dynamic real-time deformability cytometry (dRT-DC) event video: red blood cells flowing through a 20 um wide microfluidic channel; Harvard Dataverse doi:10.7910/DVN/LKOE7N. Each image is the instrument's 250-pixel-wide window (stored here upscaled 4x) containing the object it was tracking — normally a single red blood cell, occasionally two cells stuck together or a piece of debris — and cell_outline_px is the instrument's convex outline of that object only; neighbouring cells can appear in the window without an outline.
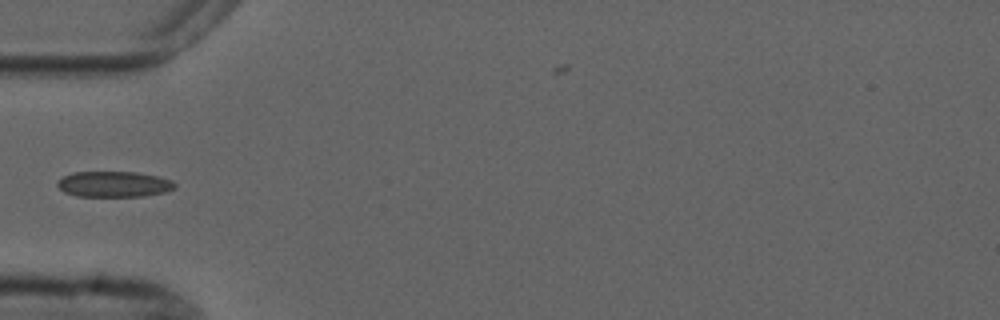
{"species": "common noctule bat (a hibernating species)", "species_latin": "Nyctalus noctula", "temperature_condition": "cold", "stored_images_in_passage": 5, "camera_frame_rate_fps": 3000, "um_per_image_px": 0.085, "animal": {"sex": "male", "forearm_length_mm": 52.5}, "frame": {"image": 1, "passage_image": 4, "time_ms": 3.667, "image_size_px": [1000, 320], "cell_outline_px": [[176, 188], [164, 192], [144, 196], [76, 196], [64, 192], [56, 184], [64, 176], [72, 172], [136, 172], [156, 176], [172, 180], [176, 184]], "centroid_in_image_um": [9.69, 15.65], "position_along_channel_um": 75.3, "area_um2": 17.51}}